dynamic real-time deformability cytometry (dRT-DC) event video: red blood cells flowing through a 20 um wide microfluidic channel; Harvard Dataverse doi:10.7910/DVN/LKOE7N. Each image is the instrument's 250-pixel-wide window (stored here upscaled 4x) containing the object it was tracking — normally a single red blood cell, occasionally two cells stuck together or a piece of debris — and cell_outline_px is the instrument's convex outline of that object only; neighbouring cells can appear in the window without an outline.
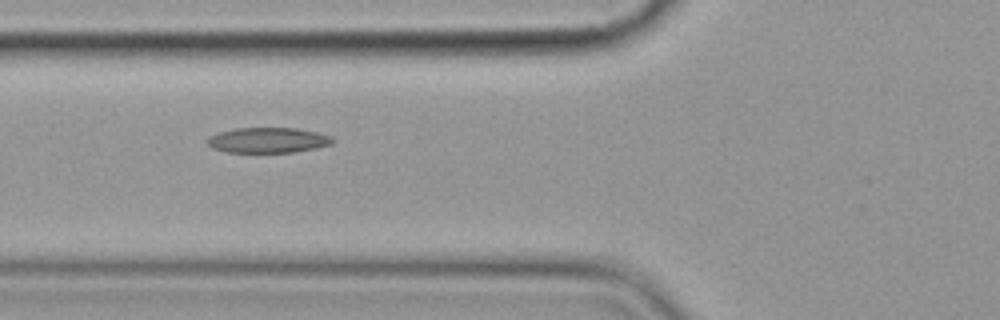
{"species": "common noctule bat (a hibernating species)", "species_latin": "Nyctalus noctula", "temperature_condition": "cold", "stored_images_in_passage": 3, "camera_frame_rate_fps": 3000, "um_per_image_px": 0.085, "animal": {"sex": "female", "body_mass_g": 19.9}, "frame": {"image": 1, "passage_image": 2, "time_ms": 1.333, "image_size_px": [1000, 320], "cell_outline_px": [[332, 144], [316, 148], [292, 152], [228, 152], [212, 148], [204, 140], [208, 136], [220, 132], [236, 128], [296, 128], [316, 132], [332, 136]], "centroid_in_image_um": [22.74, 11.91], "position_along_channel_um": 103.1, "area_um2": 18.44}}
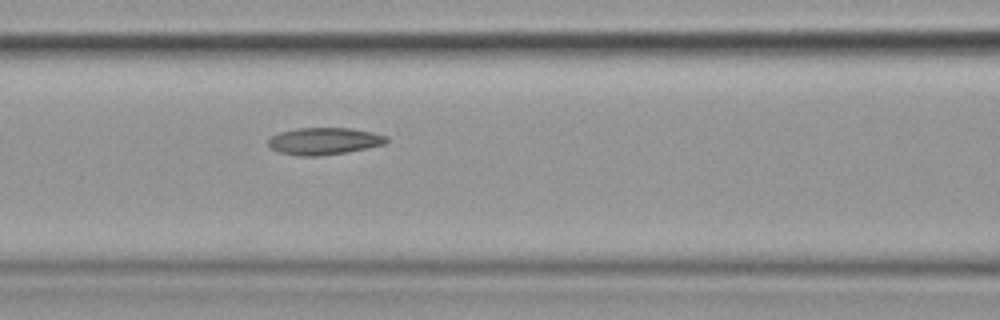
{"frame": {"image": 2, "passage_image": 3, "time_ms": 2.333, "image_size_px": [1000, 320], "cell_outline_px": [[388, 140], [384, 144], [368, 148], [320, 156], [296, 156], [280, 152], [272, 148], [268, 144], [268, 140], [272, 136], [280, 132], [296, 128], [352, 128], [372, 132], [388, 136]], "centroid_in_image_um": [27.56, 11.99], "position_along_channel_um": 139.0, "area_um2": 18.61}}